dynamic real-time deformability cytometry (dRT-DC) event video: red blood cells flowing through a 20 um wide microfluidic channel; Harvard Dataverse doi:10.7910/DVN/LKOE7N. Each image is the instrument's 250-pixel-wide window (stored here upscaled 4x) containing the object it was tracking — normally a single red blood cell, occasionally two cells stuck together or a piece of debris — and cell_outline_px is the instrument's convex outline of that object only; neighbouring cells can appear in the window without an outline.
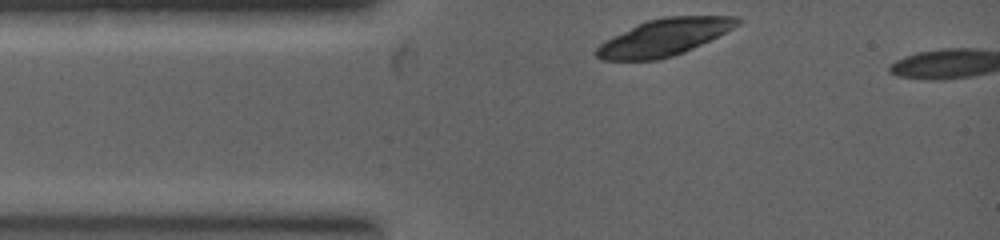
{"species": "common noctule bat (a hibernating species)", "species_latin": "Nyctalus noctula", "temperature_condition": "warm", "stored_images_in_passage": 2, "camera_frame_rate_fps": 5000, "um_per_image_px": 0.085, "animal": {"sex": "female", "body_mass_g": 19.0, "forearm_length_mm": 53.3}, "frame": {"image": 1, "passage_image": 1, "time_ms": 0.0, "image_size_px": [1000, 240], "cell_outline_px": [[744, 20], [740, 24], [684, 52], [660, 60], [604, 60], [596, 56], [596, 48], [600, 44], [612, 36], [636, 24], [648, 20], [664, 16], [736, 16]], "centroid_in_image_um": [56.44, 3.16], "position_along_channel_um": 28.6, "area_um2": 30.0}}